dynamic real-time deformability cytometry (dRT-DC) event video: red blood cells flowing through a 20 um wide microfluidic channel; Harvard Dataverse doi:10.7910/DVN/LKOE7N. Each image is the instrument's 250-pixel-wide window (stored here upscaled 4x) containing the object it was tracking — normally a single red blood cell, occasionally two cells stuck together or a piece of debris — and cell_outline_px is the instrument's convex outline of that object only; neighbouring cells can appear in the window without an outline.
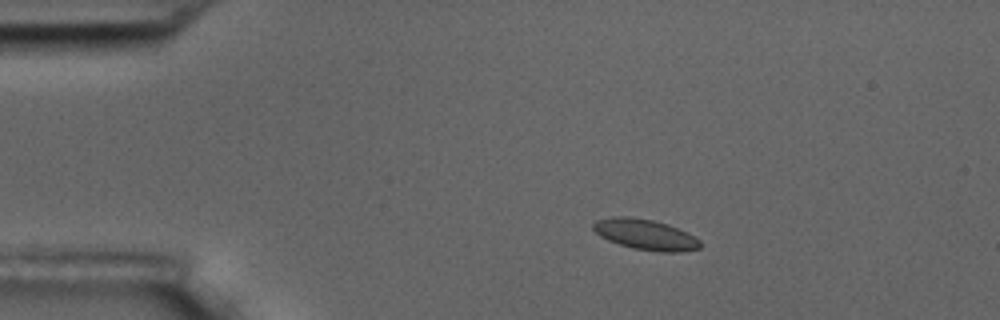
{"species": "common noctule bat (a hibernating species)", "species_latin": "Nyctalus noctula", "temperature_condition": "room temperature", "stored_images_in_passage": 5, "camera_frame_rate_fps": 3000, "um_per_image_px": 0.085, "animal": {"sex": "male", "body_mass_g": 17.5, "forearm_length_mm": 52.3}, "frame": {"image": 1, "passage_image": 3, "time_ms": 2.333, "image_size_px": [1000, 320], "cell_outline_px": [[700, 248], [680, 252], [660, 252], [632, 248], [608, 240], [600, 236], [592, 228], [592, 224], [596, 220], [612, 216], [628, 216], [652, 220], [668, 224], [688, 232], [700, 240]], "centroid_in_image_um": [54.86, 19.93], "position_along_channel_um": 30.1, "area_um2": 19.13}}
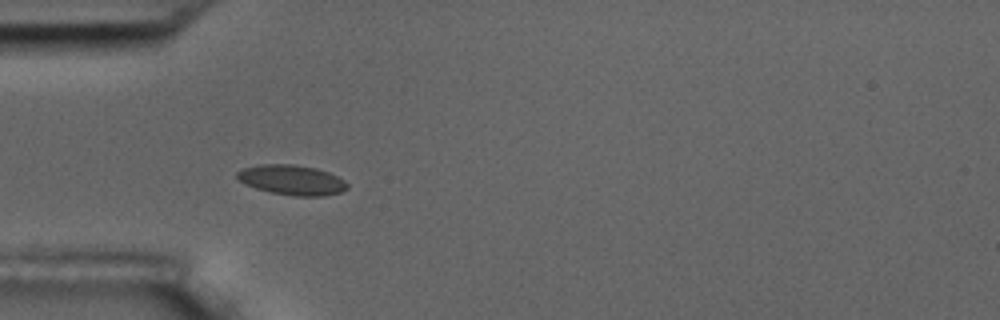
{"frame": {"image": 2, "passage_image": 4, "time_ms": 4.667, "image_size_px": [1000, 320], "cell_outline_px": [[348, 188], [340, 192], [324, 196], [296, 196], [272, 192], [256, 188], [244, 184], [236, 176], [236, 172], [244, 168], [260, 164], [292, 164], [316, 168], [328, 172], [344, 180], [348, 184]], "centroid_in_image_um": [24.81, 15.29], "position_along_channel_um": 60.2, "area_um2": 19.13}}